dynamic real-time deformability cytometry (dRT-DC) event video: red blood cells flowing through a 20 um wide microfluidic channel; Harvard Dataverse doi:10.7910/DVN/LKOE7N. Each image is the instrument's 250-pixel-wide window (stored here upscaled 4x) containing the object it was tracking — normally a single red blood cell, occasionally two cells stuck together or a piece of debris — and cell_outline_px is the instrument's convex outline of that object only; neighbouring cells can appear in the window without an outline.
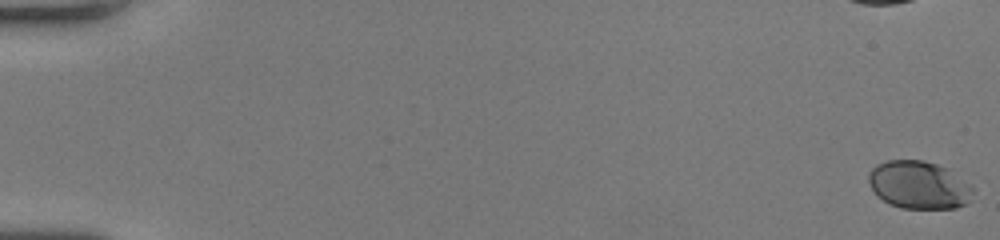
{"species": "human", "species_latin": "Homo sapiens", "temperature_condition": "room temperature", "stored_images_in_passage": 46, "camera_frame_rate_fps": 3000, "um_per_image_px": 0.085, "donor": {"sex": "female"}, "frame": {"image": 1, "passage_image": 1, "time_ms": 0.0, "image_size_px": [1000, 240], "cell_outline_px": [[976, 188], [968, 204], [956, 208], [900, 208], [888, 204], [876, 196], [868, 180], [868, 172], [876, 164], [888, 160], [924, 160], [948, 168]], "centroid_in_image_um": [78.12, 15.73], "position_along_channel_um": 6.9, "area_um2": 29.59}}